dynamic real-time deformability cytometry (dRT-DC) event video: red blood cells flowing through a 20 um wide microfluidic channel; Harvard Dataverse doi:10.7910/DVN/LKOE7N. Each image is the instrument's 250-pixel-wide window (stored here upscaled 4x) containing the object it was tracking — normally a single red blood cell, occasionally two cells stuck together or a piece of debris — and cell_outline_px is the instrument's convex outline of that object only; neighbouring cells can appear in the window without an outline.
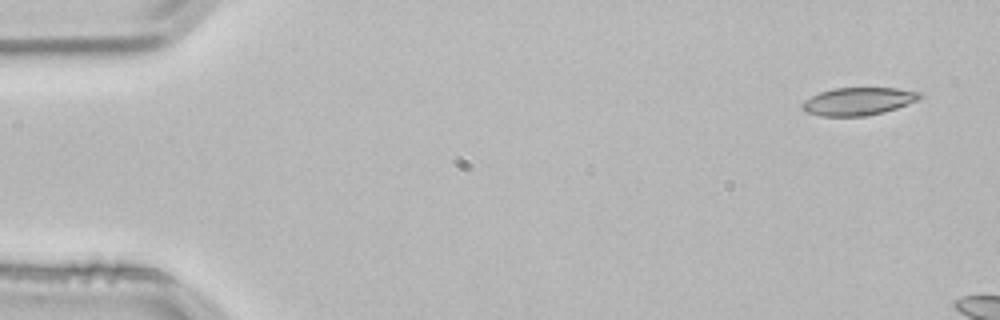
{"species": "common noctule bat (a hibernating species)", "species_latin": "Nyctalus noctula", "temperature_condition": "room temperature", "stored_images_in_passage": 3, "camera_frame_rate_fps": 3000, "um_per_image_px": 0.085, "animal": {"sex": "male", "body_mass_g": 21.5, "forearm_length_mm": 52.0}, "frame": {"image": 1, "passage_image": 1, "time_ms": 0.0, "image_size_px": [1000, 320], "cell_outline_px": [[924, 96], [920, 100], [884, 112], [864, 116], [820, 116], [808, 112], [804, 108], [804, 100], [820, 92], [832, 88], [896, 88], [920, 92]], "centroid_in_image_um": [73.02, 8.6], "position_along_channel_um": 12.0, "area_um2": 18.9}}